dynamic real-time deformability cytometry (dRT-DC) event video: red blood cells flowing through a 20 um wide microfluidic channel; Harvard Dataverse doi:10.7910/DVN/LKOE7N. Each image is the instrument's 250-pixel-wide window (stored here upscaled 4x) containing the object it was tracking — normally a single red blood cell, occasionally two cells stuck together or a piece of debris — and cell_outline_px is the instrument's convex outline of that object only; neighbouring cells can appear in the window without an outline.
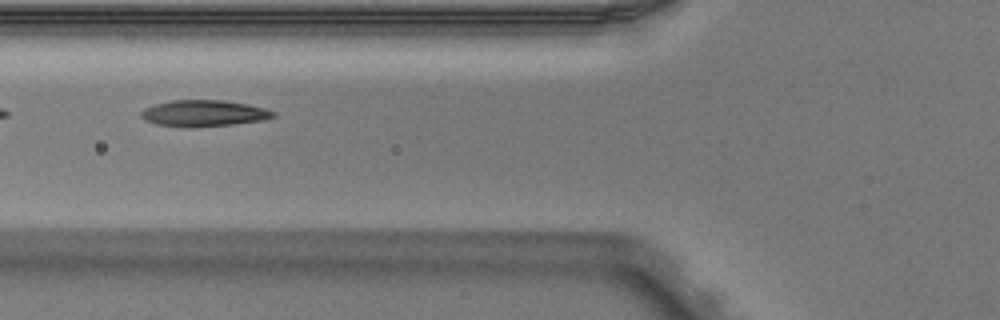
{"species": "Egyptian fruit bat (a non-hibernating species)", "species_latin": "Rousettus aegyptiacus", "temperature_condition": "warm", "stored_images_in_passage": 8, "camera_frame_rate_fps": 3000, "um_per_image_px": 0.085, "animal": {"sex": "male"}, "frame": {"image": 1, "passage_image": 5, "time_ms": 1.333, "image_size_px": [1000, 320], "cell_outline_px": [[276, 116], [264, 120], [232, 124], [188, 128], [156, 124], [144, 120], [140, 116], [140, 112], [144, 108], [156, 104], [172, 100], [220, 100], [248, 104], [264, 108], [276, 112]], "centroid_in_image_um": [17.31, 9.63], "position_along_channel_um": 108.5, "area_um2": 20.35}}
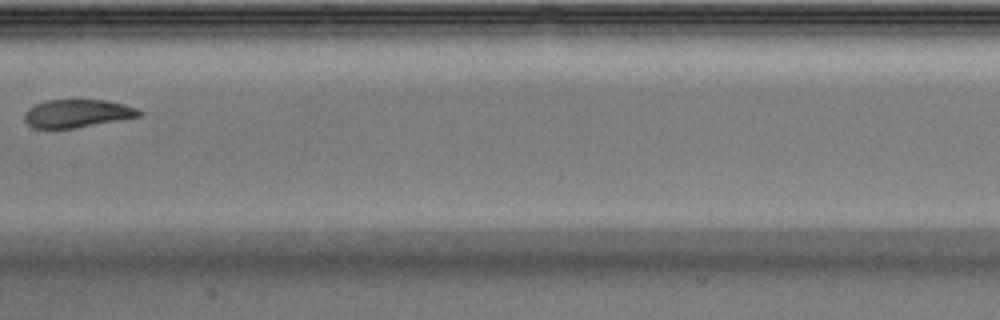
{"frame": {"image": 2, "passage_image": 7, "time_ms": 2.0, "image_size_px": [1000, 320], "cell_outline_px": [[144, 112], [140, 116], [120, 120], [76, 128], [32, 128], [24, 120], [24, 112], [28, 108], [44, 100], [104, 100], [124, 104], [136, 108]], "centroid_in_image_um": [6.55, 9.64], "position_along_channel_um": 200.9, "area_um2": 18.79}}
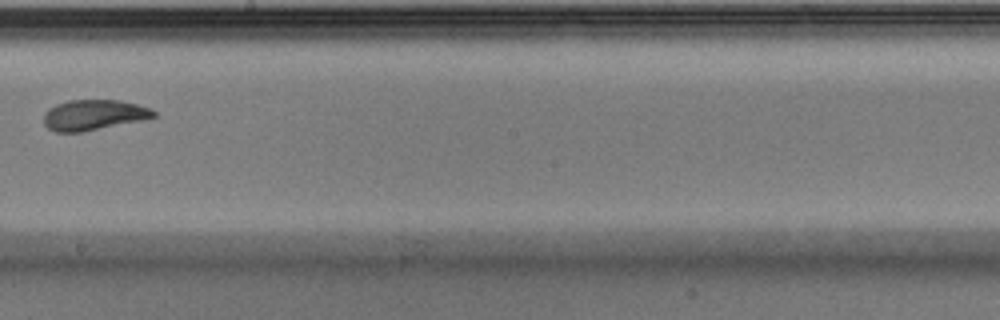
{"frame": {"image": 3, "passage_image": 8, "time_ms": 2.333, "image_size_px": [1000, 320], "cell_outline_px": [[156, 116], [148, 120], [80, 132], [56, 132], [48, 128], [44, 124], [44, 112], [48, 108], [56, 104], [68, 100], [120, 100], [136, 104], [148, 108], [156, 112]], "centroid_in_image_um": [7.97, 9.77], "position_along_channel_um": 240.2, "area_um2": 19.71}}